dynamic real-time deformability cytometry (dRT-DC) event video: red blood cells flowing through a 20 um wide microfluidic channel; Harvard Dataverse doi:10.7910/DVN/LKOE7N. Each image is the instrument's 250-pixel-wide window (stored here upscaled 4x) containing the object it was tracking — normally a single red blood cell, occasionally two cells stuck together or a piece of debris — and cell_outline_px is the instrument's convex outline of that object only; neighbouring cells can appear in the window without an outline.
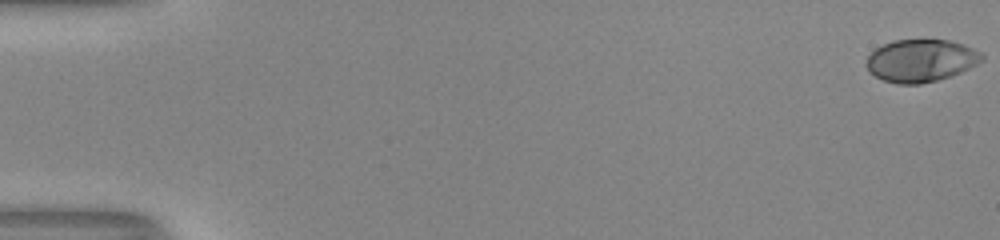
{"species": "human", "species_latin": "Homo sapiens", "temperature_condition": "room temperature", "stored_images_in_passage": 54, "camera_frame_rate_fps": 3000, "um_per_image_px": 0.085, "donor": {"sex": "male"}, "frame": {"image": 1, "passage_image": 1, "time_ms": 0.0, "image_size_px": [1000, 240], "cell_outline_px": [[984, 60], [952, 76], [920, 84], [896, 84], [884, 80], [868, 72], [868, 56], [876, 48], [892, 40], [948, 40], [964, 44], [980, 52], [984, 56]], "centroid_in_image_um": [78.29, 5.15], "position_along_channel_um": 6.7, "area_um2": 28.44}}
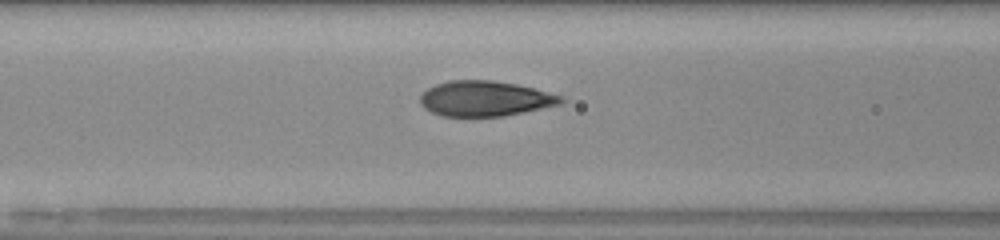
{"frame": {"image": 2, "passage_image": 24, "time_ms": 7.667, "image_size_px": [1000, 240], "cell_outline_px": [[568, 100], [560, 104], [504, 116], [444, 116], [432, 112], [424, 108], [420, 104], [420, 96], [428, 88], [436, 84], [448, 80], [492, 80], [516, 84], [564, 96]], "centroid_in_image_um": [41.24, 8.37], "position_along_channel_um": 125.4, "area_um2": 28.9}}
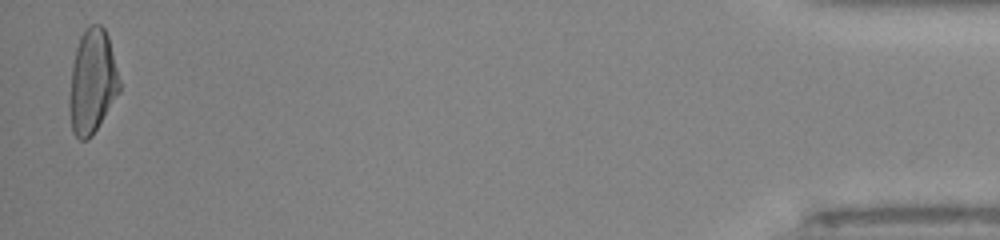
{"frame": {"image": 3, "passage_image": 53, "time_ms": 17.333, "image_size_px": [1000, 240], "cell_outline_px": [[120, 92], [92, 136], [88, 140], [80, 140], [72, 132], [72, 64], [76, 48], [80, 36], [92, 24], [100, 24], [104, 28], [108, 36], [120, 80]], "centroid_in_image_um": [7.9, 6.93], "position_along_channel_um": 427.3, "area_um2": 29.48}, "authors_computed_cell_mechanics": {"area_um2": 29.2179, "velocity_mm_per_s": 4.0709, "shape_relaxation_time_tau1_ms": 6.885, "shape_relaxation_time_tau2_ms": null, "deformation_change_tau1": 0.2611, "deformation_change_tau2": null}}